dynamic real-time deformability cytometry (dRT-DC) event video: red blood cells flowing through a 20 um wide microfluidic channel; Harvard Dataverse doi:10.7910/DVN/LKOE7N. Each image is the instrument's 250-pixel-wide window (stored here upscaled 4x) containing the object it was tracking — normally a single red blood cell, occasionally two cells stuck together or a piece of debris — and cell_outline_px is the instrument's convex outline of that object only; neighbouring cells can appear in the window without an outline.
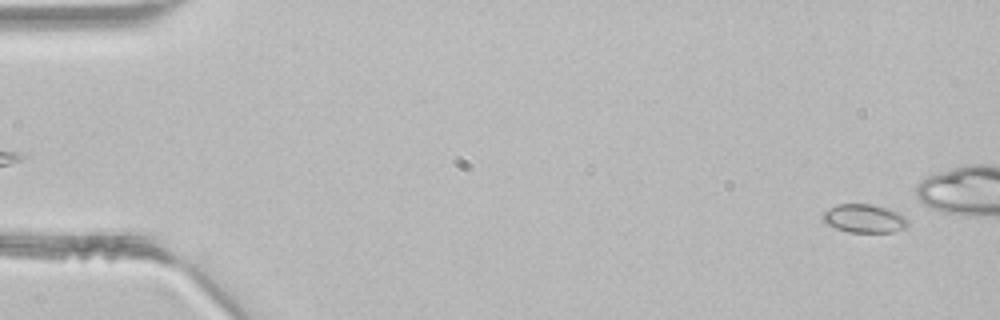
{"species": "common noctule bat (a hibernating species)", "species_latin": "Nyctalus noctula", "temperature_condition": "room temperature", "stored_images_in_passage": 47, "camera_frame_rate_fps": 3000, "um_per_image_px": 0.085, "animal": {"sex": "male", "body_mass_g": 21.5, "forearm_length_mm": 52.0}, "frame": {"image": 1, "passage_image": 2, "time_ms": 0.333, "image_size_px": [1000, 320], "cell_outline_px": [[908, 224], [904, 228], [892, 232], [848, 232], [836, 228], [820, 220], [824, 212], [828, 208], [836, 204], [872, 204], [888, 208], [904, 216], [908, 220]], "centroid_in_image_um": [73.43, 18.56], "position_along_channel_um": 11.6, "area_um2": 14.16}}